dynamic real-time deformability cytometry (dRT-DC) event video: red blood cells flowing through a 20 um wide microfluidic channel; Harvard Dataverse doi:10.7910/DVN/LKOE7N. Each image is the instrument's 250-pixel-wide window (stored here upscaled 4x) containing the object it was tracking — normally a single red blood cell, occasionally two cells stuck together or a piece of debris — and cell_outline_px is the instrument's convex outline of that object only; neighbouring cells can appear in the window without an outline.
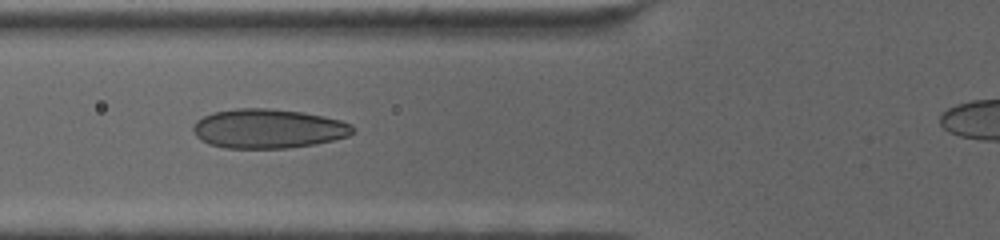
{"species": "human", "species_latin": "Homo sapiens", "temperature_condition": "cold", "stored_images_in_passage": 56, "camera_frame_rate_fps": 3000, "um_per_image_px": 0.085, "donor": {"sex": "female"}, "frame": {"image": 1, "passage_image": 21, "time_ms": 6.667, "image_size_px": [1000, 240], "cell_outline_px": [[356, 132], [348, 136], [336, 140], [316, 144], [288, 148], [224, 148], [208, 144], [200, 140], [196, 136], [192, 128], [196, 120], [212, 112], [236, 108], [268, 108], [304, 112], [324, 116], [340, 120], [352, 124], [356, 128]], "centroid_in_image_um": [22.82, 10.93], "position_along_channel_um": 103.0, "area_um2": 37.11}}
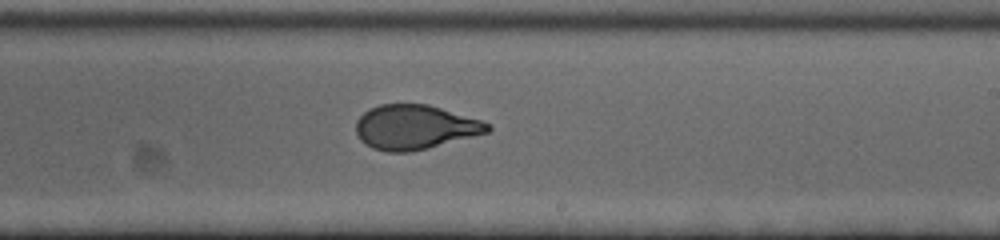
{"frame": {"image": 2, "passage_image": 36, "time_ms": 11.667, "image_size_px": [1000, 240], "cell_outline_px": [[492, 128], [488, 132], [428, 148], [412, 152], [388, 152], [372, 148], [360, 140], [356, 132], [356, 120], [368, 108], [380, 104], [428, 104], [480, 120], [492, 124]], "centroid_in_image_um": [35.24, 10.81], "position_along_channel_um": 253.8, "area_um2": 34.1}}
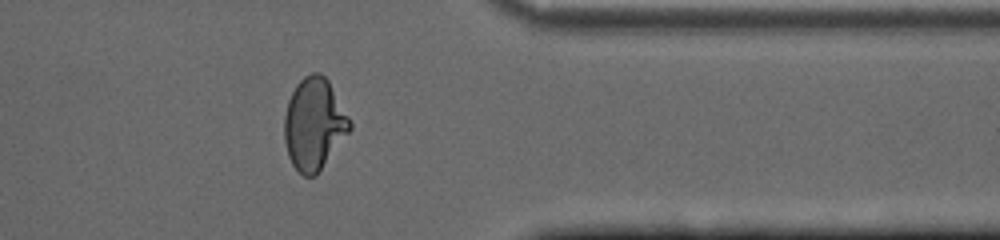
{"frame": {"image": 3, "passage_image": 50, "time_ms": 16.333, "image_size_px": [1000, 240], "cell_outline_px": [[352, 128], [316, 176], [304, 176], [292, 164], [288, 156], [284, 140], [284, 116], [288, 100], [296, 84], [304, 76], [312, 72], [320, 72], [328, 80], [348, 116], [352, 124]], "centroid_in_image_um": [26.68, 10.54], "position_along_channel_um": 384.7, "area_um2": 34.91}}